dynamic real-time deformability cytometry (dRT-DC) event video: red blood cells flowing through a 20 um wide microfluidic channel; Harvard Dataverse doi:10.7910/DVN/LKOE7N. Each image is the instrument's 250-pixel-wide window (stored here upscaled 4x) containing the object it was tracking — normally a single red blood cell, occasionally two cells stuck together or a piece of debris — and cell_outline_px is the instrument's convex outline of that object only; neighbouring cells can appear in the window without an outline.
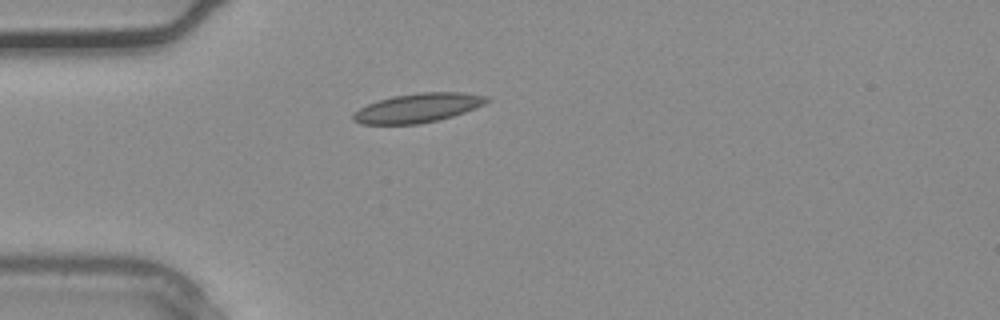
{"species": "common noctule bat (a hibernating species)", "species_latin": "Nyctalus noctula", "temperature_condition": "warm", "stored_images_in_passage": 24, "camera_frame_rate_fps": 3000, "um_per_image_px": 0.085, "animal": {"sex": "male", "body_mass_g": 20.4}, "frame": {"image": 1, "passage_image": 1, "time_ms": 0.0, "image_size_px": [1000, 320], "cell_outline_px": [[492, 100], [476, 108], [452, 116], [420, 124], [360, 124], [352, 120], [352, 112], [368, 104], [380, 100], [396, 96], [420, 92], [464, 92], [488, 96]], "centroid_in_image_um": [35.54, 9.17], "position_along_channel_um": 49.5, "area_um2": 22.66}}
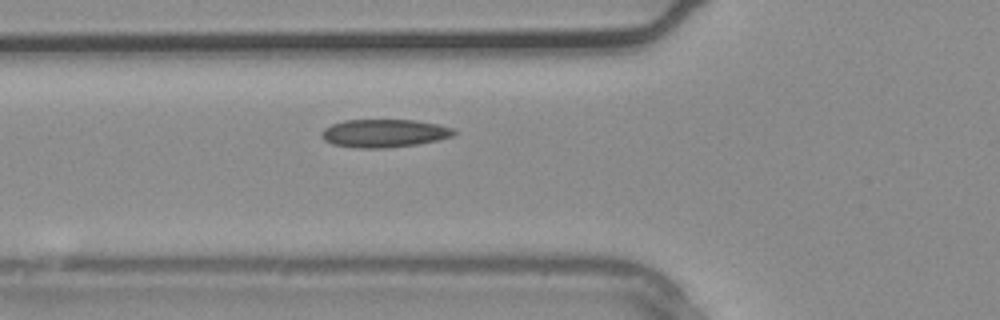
{"frame": {"image": 2, "passage_image": 4, "time_ms": 1.0, "image_size_px": [1000, 320], "cell_outline_px": [[456, 132], [452, 136], [420, 144], [388, 148], [352, 148], [332, 144], [324, 140], [320, 136], [320, 132], [324, 128], [332, 124], [344, 120], [416, 120], [440, 124], [452, 128]], "centroid_in_image_um": [32.62, 11.33], "position_along_channel_um": 93.2, "area_um2": 21.91}}